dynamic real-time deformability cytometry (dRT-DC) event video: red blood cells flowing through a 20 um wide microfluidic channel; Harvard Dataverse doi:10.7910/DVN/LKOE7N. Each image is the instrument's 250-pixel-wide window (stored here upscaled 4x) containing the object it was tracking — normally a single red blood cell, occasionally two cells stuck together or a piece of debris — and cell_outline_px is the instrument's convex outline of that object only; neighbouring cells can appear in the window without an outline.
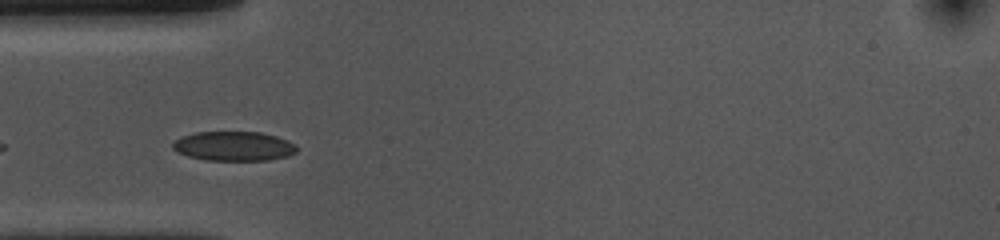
{"species": "common noctule bat (a hibernating species)", "species_latin": "Nyctalus noctula", "temperature_condition": "cold", "stored_images_in_passage": 6, "camera_frame_rate_fps": 3000, "um_per_image_px": 0.085, "animal": {"sex": "female", "body_mass_g": 10.0, "forearm_length_mm": 53.1}, "frame": {"image": 1, "passage_image": 3, "time_ms": 0.667, "image_size_px": [1000, 240], "cell_outline_px": [[296, 152], [288, 156], [268, 160], [204, 160], [188, 156], [176, 152], [172, 148], [172, 144], [180, 136], [196, 132], [260, 132], [276, 136], [288, 140], [296, 144]], "centroid_in_image_um": [19.85, 12.42], "position_along_channel_um": 65.1, "area_um2": 21.39}}